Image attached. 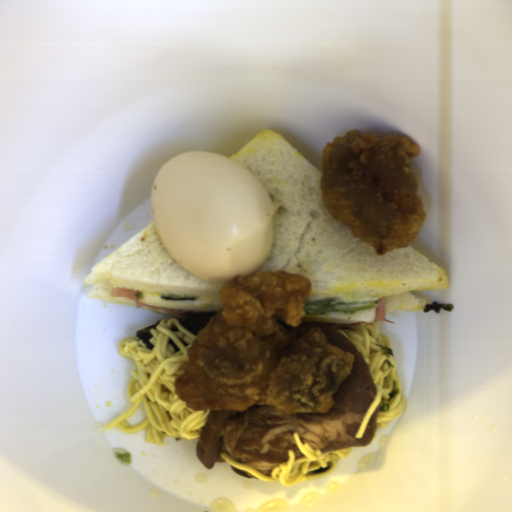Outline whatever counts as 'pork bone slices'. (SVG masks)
Segmentation results:
<instances>
[{
  "instance_id": "d1f655de",
  "label": "pork bone slices",
  "mask_w": 512,
  "mask_h": 512,
  "mask_svg": "<svg viewBox=\"0 0 512 512\" xmlns=\"http://www.w3.org/2000/svg\"><path fill=\"white\" fill-rule=\"evenodd\" d=\"M305 328H318L328 342L355 357L353 370L332 398L326 413L283 414L270 407L252 406L244 411H210L196 440L198 460L208 469L226 452L231 458L250 465L263 475L281 462L289 461V450L295 460L303 458L294 433L302 444L322 451L369 446L378 433L379 406L369 420L363 438L355 431L377 397L374 378L355 344L331 325L301 322Z\"/></svg>"
}]
</instances>
